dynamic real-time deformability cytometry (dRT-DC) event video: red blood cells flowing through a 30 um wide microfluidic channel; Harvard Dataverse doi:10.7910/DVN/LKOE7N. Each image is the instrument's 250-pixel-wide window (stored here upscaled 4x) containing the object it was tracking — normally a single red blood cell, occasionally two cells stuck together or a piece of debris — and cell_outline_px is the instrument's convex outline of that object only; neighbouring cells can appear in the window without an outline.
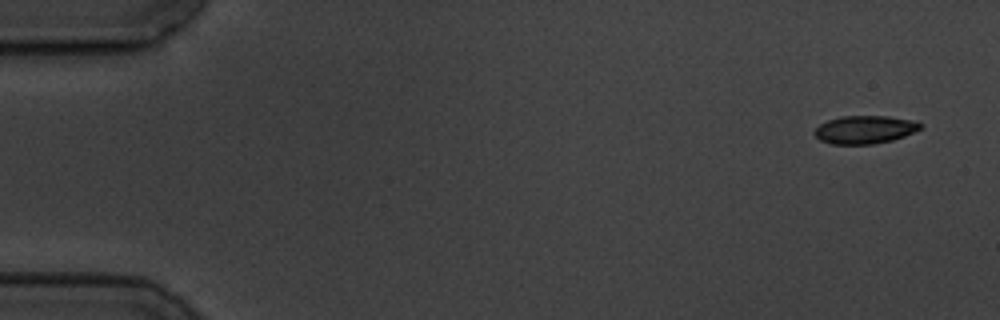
{"species": "common noctule bat (a hibernating species)", "species_latin": "Nyctalus noctula", "temperature_condition": "cold", "stored_images_in_passage": 6, "segment_of_instrument_passage": [1, 2], "camera_frame_rate_fps": 3000, "um_per_image_px": 0.085, "animal": {"sex": "male", "body_mass_g": 19.5, "forearm_length_mm": 54.6}, "frame": {"image": 1, "passage_image": 1, "time_ms": 0.0, "image_size_px": [1000, 320], "cell_outline_px": [[924, 124], [920, 128], [904, 136], [892, 140], [872, 144], [832, 144], [820, 140], [812, 132], [820, 124], [828, 120], [840, 116], [888, 116], [916, 120]], "centroid_in_image_um": [73.51, 11.01], "position_along_channel_um": 11.5, "area_um2": 17.34}}
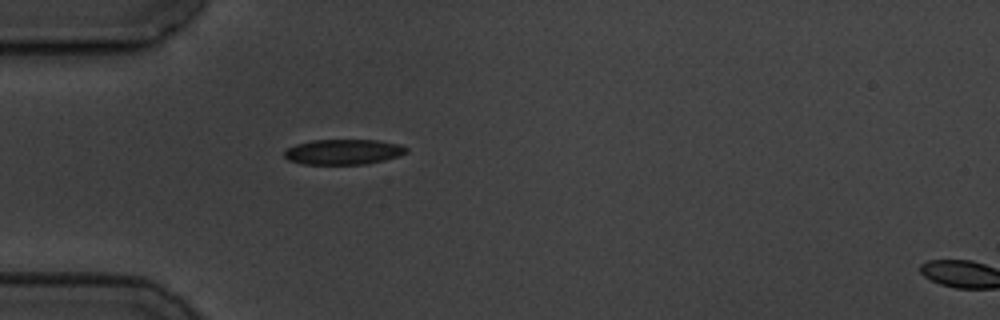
{"frame": {"image": 2, "passage_image": 5, "time_ms": 4.667, "image_size_px": [1000, 320], "cell_outline_px": [[408, 152], [400, 156], [368, 164], [300, 164], [288, 160], [284, 156], [284, 148], [296, 144], [312, 140], [380, 140], [400, 144], [408, 148]], "centroid_in_image_um": [29.19, 12.91], "position_along_channel_um": 55.8, "area_um2": 18.26}}